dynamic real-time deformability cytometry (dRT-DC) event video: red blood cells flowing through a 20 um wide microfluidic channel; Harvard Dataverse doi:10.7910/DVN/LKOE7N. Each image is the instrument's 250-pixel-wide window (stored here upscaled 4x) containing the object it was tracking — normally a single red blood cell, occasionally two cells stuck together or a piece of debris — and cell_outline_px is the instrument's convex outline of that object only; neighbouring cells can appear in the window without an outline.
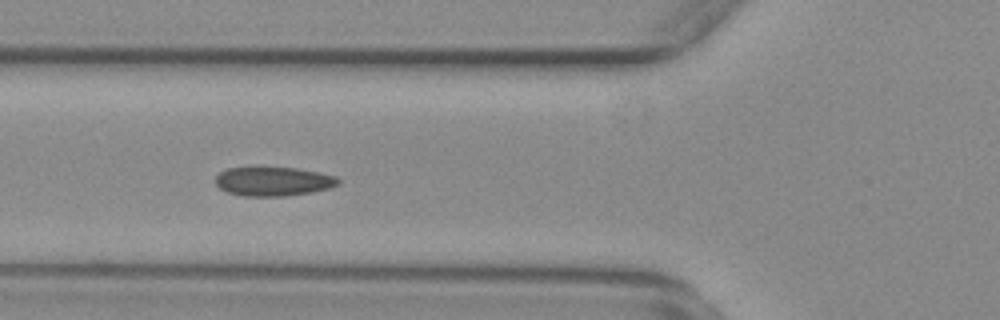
{"species": "common noctule bat (a hibernating species)", "species_latin": "Nyctalus noctula", "temperature_condition": "warm", "stored_images_in_passage": 55, "camera_frame_rate_fps": 3000, "um_per_image_px": 0.085, "animal": {"sex": "female", "body_mass_g": 29.2, "forearm_length_mm": 56.3}, "frame": {"image": 1, "passage_image": 19, "time_ms": 6.0, "image_size_px": [1000, 320], "cell_outline_px": [[340, 184], [328, 188], [312, 192], [284, 196], [244, 196], [228, 192], [220, 188], [216, 184], [216, 176], [220, 172], [228, 168], [296, 168], [320, 172], [336, 176], [340, 180]], "centroid_in_image_um": [23.26, 15.42], "position_along_channel_um": 102.5, "area_um2": 20.63}}
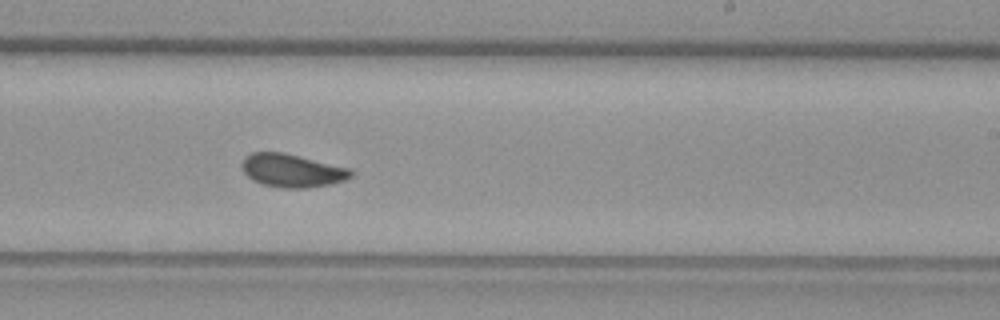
{"frame": {"image": 2, "passage_image": 32, "time_ms": 10.333, "image_size_px": [1000, 320], "cell_outline_px": [[352, 176], [344, 180], [332, 184], [308, 188], [284, 188], [264, 184], [252, 180], [244, 172], [240, 164], [244, 156], [252, 152], [284, 152], [352, 168]], "centroid_in_image_um": [24.83, 14.48], "position_along_channel_um": 264.2, "area_um2": 21.33}}
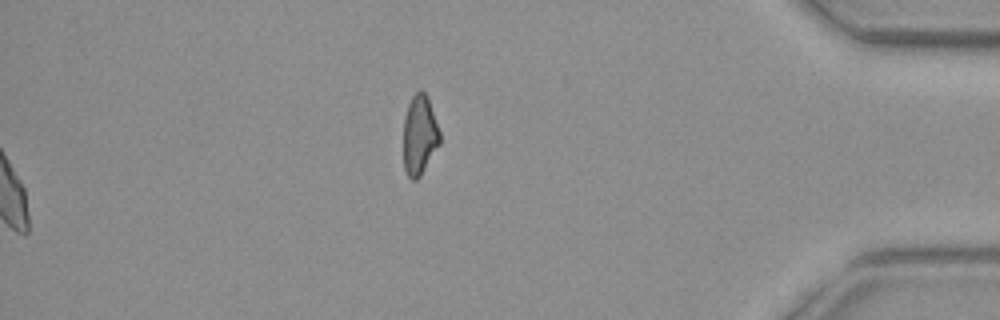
{"frame": {"image": 3, "passage_image": 55, "time_ms": 18.0, "image_size_px": [1000, 320], "cell_outline_px": [[440, 144], [420, 176], [416, 180], [412, 180], [408, 176], [404, 168], [404, 116], [408, 104], [412, 96], [420, 88], [428, 96], [440, 132]], "centroid_in_image_um": [35.67, 11.45], "position_along_channel_um": 399.5, "area_um2": 16.99}, "authors_computed_cell_mechanics": {"area_um2": 20.9236, "velocity_mm_per_s": 3.7403, "shape_relaxation_time_tau1_ms": 4.7688, "shape_relaxation_time_tau2_ms": 0.9528, "deformation_change_tau1": 0.1106, "deformation_change_tau2": 0.0493}}